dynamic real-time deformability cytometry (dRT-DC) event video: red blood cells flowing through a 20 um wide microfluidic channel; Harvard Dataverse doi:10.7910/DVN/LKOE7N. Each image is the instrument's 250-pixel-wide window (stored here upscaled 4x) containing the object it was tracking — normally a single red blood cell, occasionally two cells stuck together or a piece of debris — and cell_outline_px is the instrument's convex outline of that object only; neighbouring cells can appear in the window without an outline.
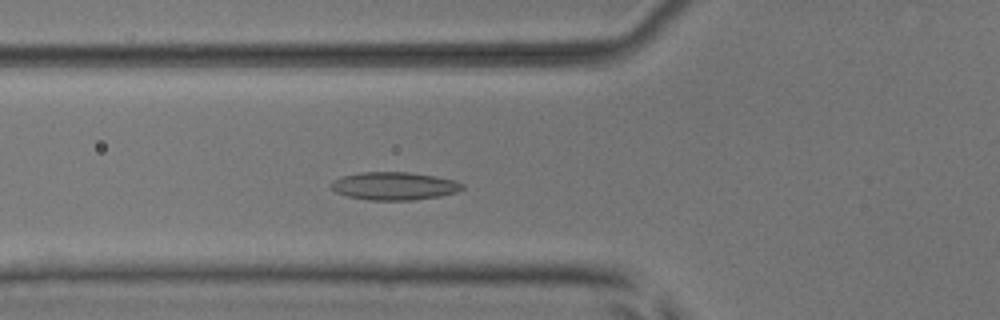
{"species": "common noctule bat (a hibernating species)", "species_latin": "Nyctalus noctula", "temperature_condition": "room temperature", "stored_images_in_passage": 50, "camera_frame_rate_fps": 3000, "um_per_image_px": 0.085, "animal": {"sex": "male", "body_mass_g": 17.9, "forearm_length_mm": 54.2}, "frame": {"image": 1, "passage_image": 17, "time_ms": 5.333, "image_size_px": [1000, 320], "cell_outline_px": [[464, 188], [456, 192], [440, 196], [412, 200], [368, 200], [348, 196], [336, 192], [332, 188], [332, 180], [344, 176], [360, 172], [408, 172], [436, 176], [456, 180], [464, 184]], "centroid_in_image_um": [33.55, 15.8], "position_along_channel_um": 92.3, "area_um2": 21.33}}
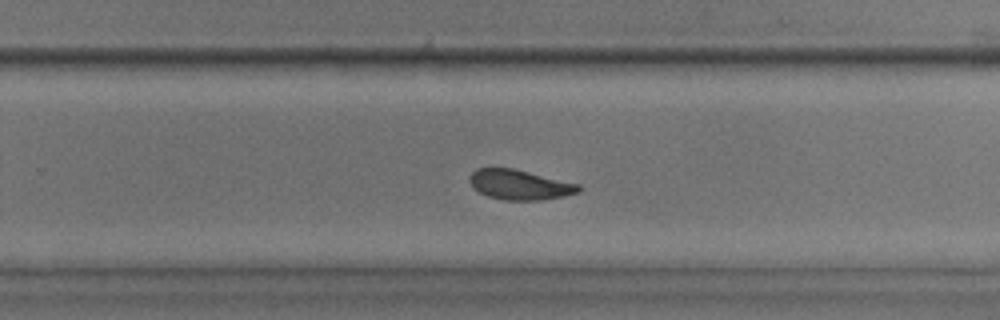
{"frame": {"image": 2, "passage_image": 32, "time_ms": 10.333, "image_size_px": [1000, 320], "cell_outline_px": [[580, 192], [564, 196], [544, 200], [504, 200], [488, 196], [472, 188], [468, 180], [472, 172], [476, 168], [512, 168], [580, 184]], "centroid_in_image_um": [44.16, 15.7], "position_along_channel_um": 285.6, "area_um2": 19.07}}
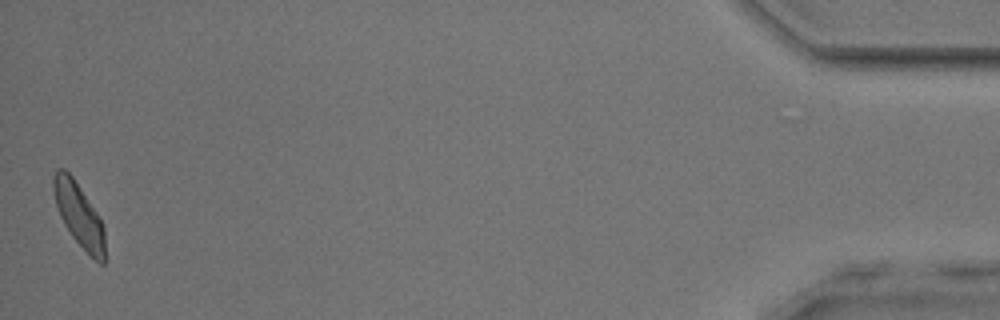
{"frame": {"image": 3, "passage_image": 50, "time_ms": 16.333, "image_size_px": [1000, 320], "cell_outline_px": [[104, 264], [100, 264], [72, 236], [64, 224], [60, 216], [56, 204], [52, 184], [52, 180], [56, 172], [60, 168], [64, 168], [72, 176], [96, 212], [104, 228]], "centroid_in_image_um": [6.69, 18.25], "position_along_channel_um": 428.5, "area_um2": 18.38}, "authors_computed_cell_mechanics": {"area_um2": 19.8254, "velocity_mm_per_s": 3.8794, "shape_relaxation_time_tau1_ms": 7.5067, "shape_relaxation_time_tau2_ms": 2.7396, "deformation_change_tau1": 0.14, "deformation_change_tau2": 0.0844}}